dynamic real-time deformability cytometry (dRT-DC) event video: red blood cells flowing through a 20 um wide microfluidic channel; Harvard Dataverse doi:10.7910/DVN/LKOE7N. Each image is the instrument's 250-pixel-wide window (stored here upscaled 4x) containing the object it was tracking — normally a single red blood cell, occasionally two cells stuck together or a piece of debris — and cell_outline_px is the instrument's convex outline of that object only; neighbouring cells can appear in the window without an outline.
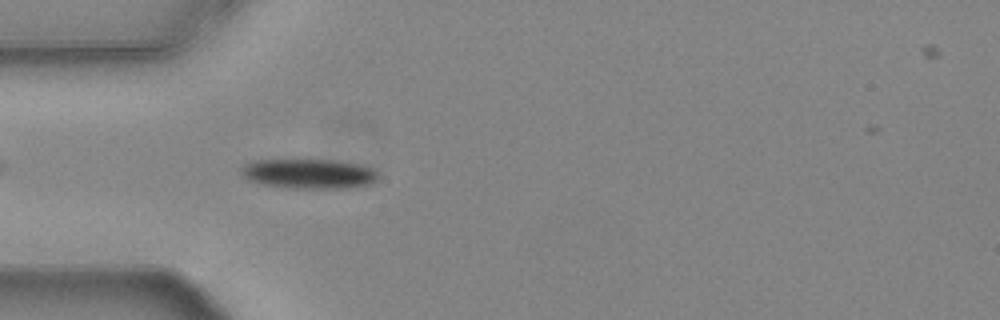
{"species": "common noctule bat (a hibernating species)", "species_latin": "Nyctalus noctula", "temperature_condition": "warm", "stored_images_in_passage": 42, "camera_frame_rate_fps": 3000, "um_per_image_px": 0.085, "animal": {"sex": "female", "body_mass_g": 24.6, "forearm_length_mm": 56.2}, "frame": {"image": 1, "passage_image": 4, "time_ms": 1.0, "image_size_px": [1000, 320], "cell_outline_px": [[376, 180], [368, 184], [348, 188], [288, 188], [260, 184], [248, 180], [240, 172], [240, 168], [244, 164], [252, 160], [304, 156], [360, 164], [372, 168], [376, 172]], "centroid_in_image_um": [26.14, 14.71], "position_along_channel_um": 58.9, "area_um2": 24.91}}
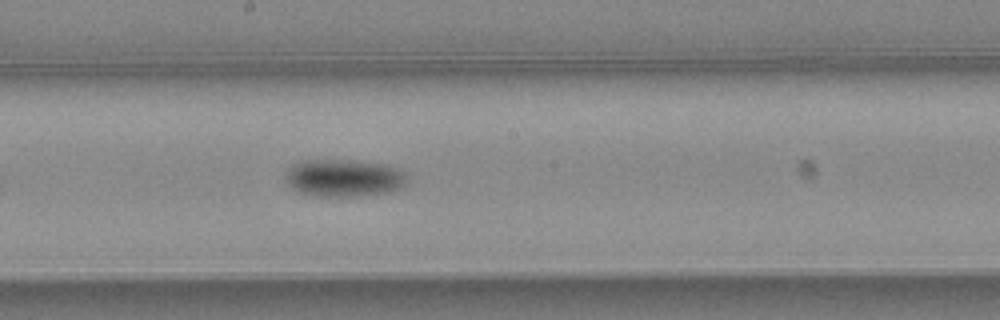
{"frame": {"image": 2, "passage_image": 17, "time_ms": 5.333, "image_size_px": [1000, 320], "cell_outline_px": [[408, 176], [404, 184], [400, 188], [388, 192], [360, 196], [308, 196], [296, 192], [284, 180], [284, 176], [288, 168], [292, 164], [300, 160], [352, 160], [388, 164], [404, 172]], "centroid_in_image_um": [29.17, 15.12], "position_along_channel_um": 219.0, "area_um2": 27.05}}
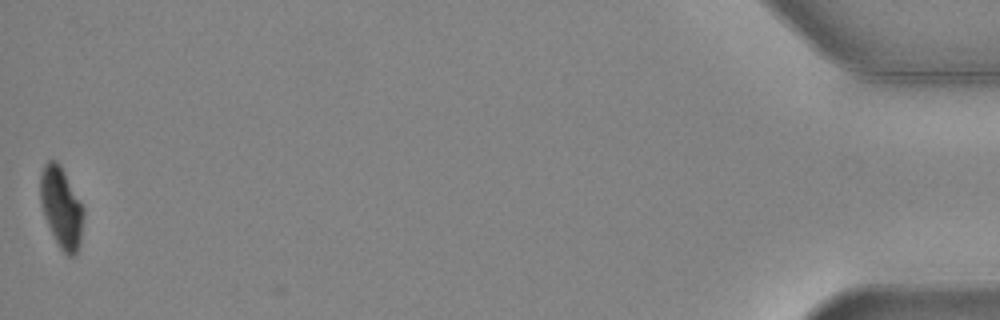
{"frame": {"image": 3, "passage_image": 42, "time_ms": 13.667, "image_size_px": [1000, 320], "cell_outline_px": [[84, 216], [80, 244], [76, 256], [68, 256], [60, 248], [44, 216], [40, 200], [40, 176], [44, 164], [48, 160], [56, 160], [60, 164], [84, 208]], "centroid_in_image_um": [5.22, 17.64], "position_along_channel_um": 430.0, "area_um2": 20.29}, "authors_computed_cell_mechanics": {"area_um2": 23.9581, "velocity_mm_per_s": 3.7482, "shape_relaxation_time_tau1_ms": 2.7562, "shape_relaxation_time_tau2_ms": null, "deformation_change_tau1": 0.1257, "deformation_change_tau2": null}}